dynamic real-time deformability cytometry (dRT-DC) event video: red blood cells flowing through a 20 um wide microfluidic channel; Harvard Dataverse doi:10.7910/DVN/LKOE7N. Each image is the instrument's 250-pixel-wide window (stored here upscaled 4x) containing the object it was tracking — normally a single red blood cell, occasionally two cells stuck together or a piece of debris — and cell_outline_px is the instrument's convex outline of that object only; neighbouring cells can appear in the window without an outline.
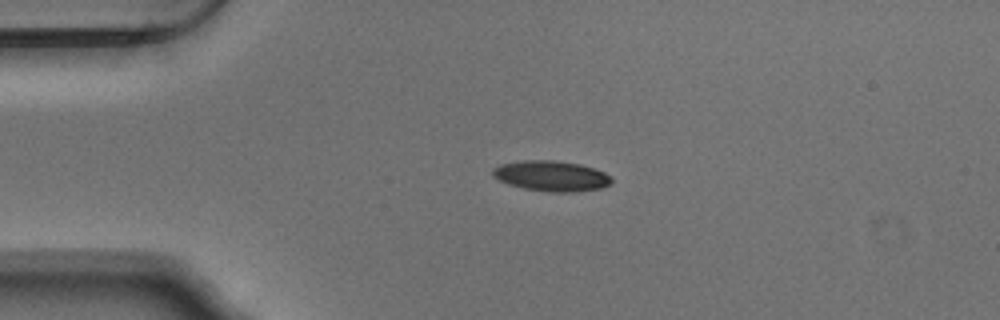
{"species": "Egyptian fruit bat (a non-hibernating species)", "species_latin": "Rousettus aegyptiacus", "temperature_condition": "warm", "stored_images_in_passage": 43, "camera_frame_rate_fps": 3000, "um_per_image_px": 0.085, "animal": {"sex": "male"}, "frame": {"image": 1, "passage_image": 1, "time_ms": 0.0, "image_size_px": [1000, 320], "cell_outline_px": [[612, 184], [604, 188], [572, 192], [548, 192], [524, 188], [508, 184], [492, 176], [492, 168], [500, 164], [524, 160], [552, 160], [580, 164], [596, 168], [612, 176]], "centroid_in_image_um": [46.9, 14.96], "position_along_channel_um": 38.1, "area_um2": 21.33}}
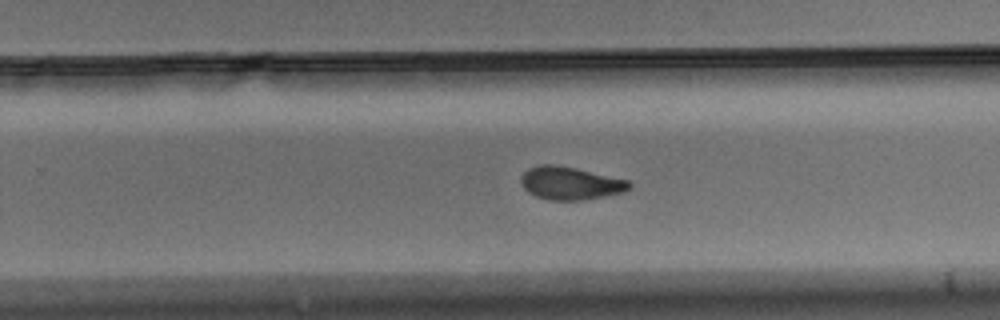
{"frame": {"image": 2, "passage_image": 23, "time_ms": 7.333, "image_size_px": [1000, 320], "cell_outline_px": [[632, 188], [624, 192], [584, 200], [548, 200], [536, 196], [528, 192], [524, 188], [520, 180], [520, 176], [528, 168], [540, 164], [552, 164], [576, 168], [628, 180], [632, 184]], "centroid_in_image_um": [48.47, 15.57], "position_along_channel_um": 281.3, "area_um2": 20.87}}
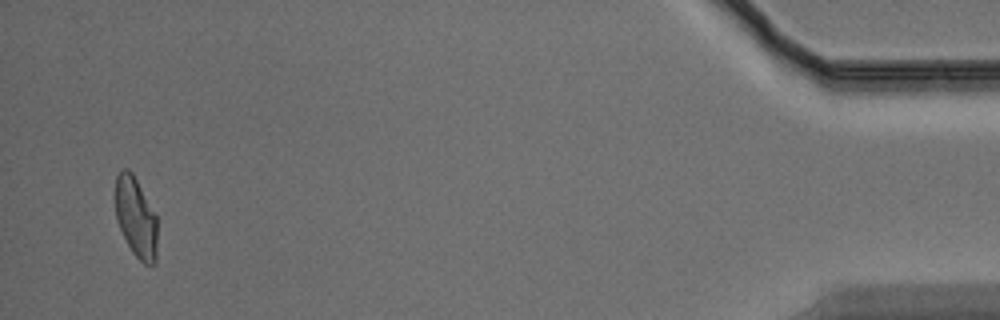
{"frame": {"image": 3, "passage_image": 41, "time_ms": 13.333, "image_size_px": [1000, 320], "cell_outline_px": [[156, 264], [144, 264], [132, 252], [116, 220], [116, 176], [124, 168], [128, 168], [132, 172], [156, 216]], "centroid_in_image_um": [11.55, 18.49], "position_along_channel_um": 423.7, "area_um2": 19.19}, "authors_computed_cell_mechanics": {"area_um2": 21.0392, "velocity_mm_per_s": 3.739, "shape_relaxation_time_tau1_ms": 4.2339, "shape_relaxation_time_tau2_ms": 3.7141, "deformation_change_tau1": 0.146, "deformation_change_tau2": 0.0837}}